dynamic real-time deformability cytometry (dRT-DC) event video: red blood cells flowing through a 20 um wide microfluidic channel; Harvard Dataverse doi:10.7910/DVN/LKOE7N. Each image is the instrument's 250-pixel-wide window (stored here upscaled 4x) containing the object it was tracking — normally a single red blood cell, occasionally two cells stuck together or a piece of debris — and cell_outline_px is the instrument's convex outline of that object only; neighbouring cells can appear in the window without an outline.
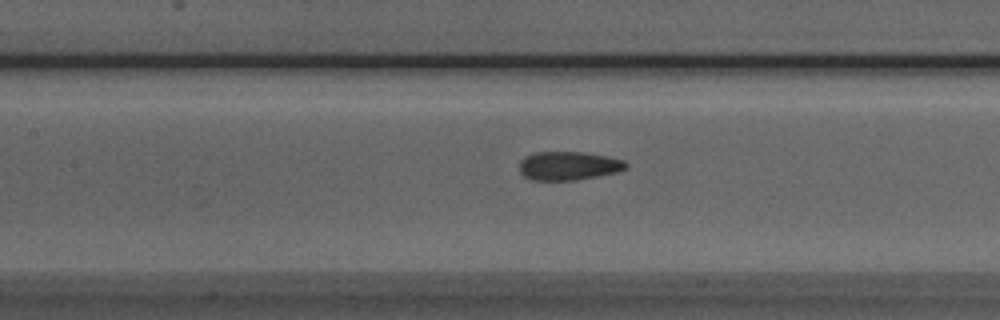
{"species": "Egyptian fruit bat (a non-hibernating species)", "species_latin": "Rousettus aegyptiacus", "temperature_condition": "room temperature", "stored_images_in_passage": 36, "camera_frame_rate_fps": 3000, "um_per_image_px": 0.085, "animal": {"sex": "male"}, "frame": {"image": 1, "passage_image": 7, "time_ms": 2.0, "image_size_px": [1000, 320], "cell_outline_px": [[628, 168], [616, 172], [576, 180], [532, 180], [524, 176], [520, 172], [520, 160], [524, 156], [536, 152], [584, 152], [608, 156], [624, 160], [628, 164]], "centroid_in_image_um": [48.33, 14.08], "position_along_channel_um": 159.1, "area_um2": 17.86}}
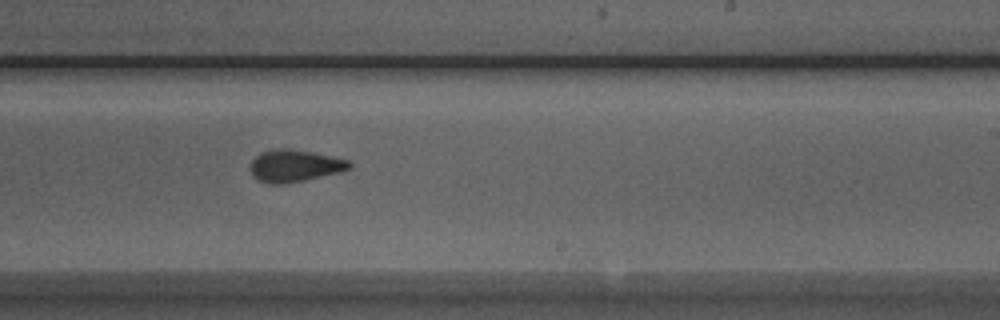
{"frame": {"image": 2, "passage_image": 15, "time_ms": 4.667, "image_size_px": [1000, 320], "cell_outline_px": [[352, 168], [340, 172], [304, 180], [284, 184], [268, 184], [256, 180], [252, 176], [252, 160], [260, 152], [272, 148], [288, 148], [312, 152], [332, 156], [348, 160], [352, 164]], "centroid_in_image_um": [25.04, 14.09], "position_along_channel_um": 264.0, "area_um2": 18.67}}
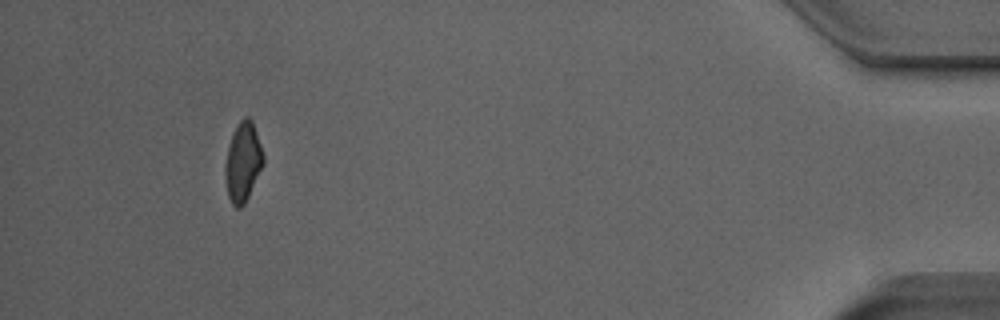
{"frame": {"image": 3, "passage_image": 32, "time_ms": 10.333, "image_size_px": [1000, 320], "cell_outline_px": [[264, 164], [244, 204], [240, 208], [236, 208], [232, 204], [228, 196], [224, 172], [224, 164], [232, 132], [236, 124], [244, 116], [248, 116], [252, 120], [264, 156]], "centroid_in_image_um": [20.63, 13.75], "position_along_channel_um": 414.6, "area_um2": 17.69}}